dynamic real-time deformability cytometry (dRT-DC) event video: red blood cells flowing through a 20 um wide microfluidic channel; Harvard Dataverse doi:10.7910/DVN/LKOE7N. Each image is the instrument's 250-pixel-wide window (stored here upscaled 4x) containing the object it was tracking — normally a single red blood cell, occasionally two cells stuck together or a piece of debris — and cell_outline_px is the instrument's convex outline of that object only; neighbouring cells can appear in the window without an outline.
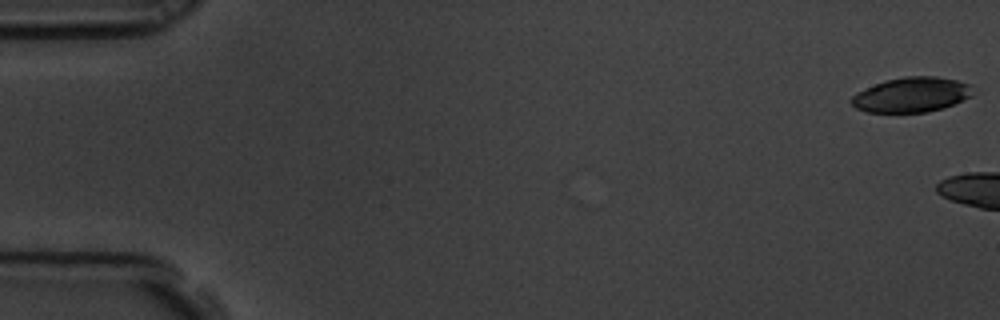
{"species": "common noctule bat (a hibernating species)", "species_latin": "Nyctalus noctula", "temperature_condition": "room temperature", "stored_images_in_passage": 3, "camera_frame_rate_fps": 3000, "um_per_image_px": 0.085, "animal": {"sex": "male", "body_mass_g": 19.5, "forearm_length_mm": 54.6}, "frame": {"image": 1, "passage_image": 1, "time_ms": 0.0, "image_size_px": [1000, 320], "cell_outline_px": [[972, 96], [964, 100], [944, 108], [928, 112], [868, 112], [856, 108], [848, 100], [856, 92], [876, 84], [888, 80], [904, 76], [936, 76], [956, 80], [972, 84]], "centroid_in_image_um": [77.5, 8.05], "position_along_channel_um": 7.5, "area_um2": 24.8}}